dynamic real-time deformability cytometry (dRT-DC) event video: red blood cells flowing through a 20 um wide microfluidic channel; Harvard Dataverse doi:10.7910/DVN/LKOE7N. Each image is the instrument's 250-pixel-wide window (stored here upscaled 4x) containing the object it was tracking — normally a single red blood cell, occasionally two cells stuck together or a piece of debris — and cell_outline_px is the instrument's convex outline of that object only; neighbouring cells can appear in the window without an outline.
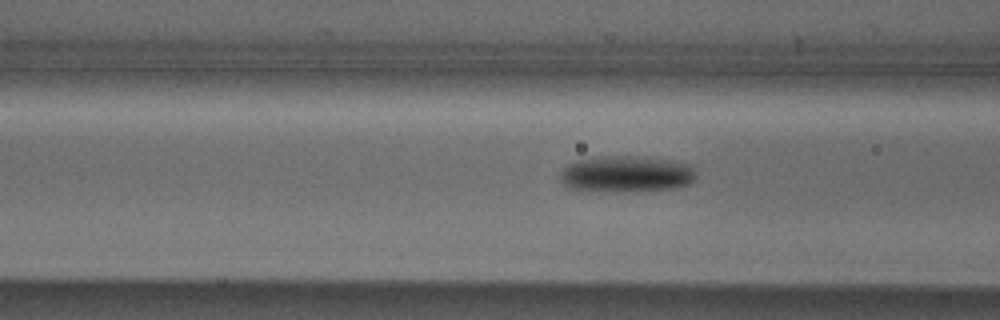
{"species": "Egyptian fruit bat (a non-hibernating species)", "species_latin": "Rousettus aegyptiacus", "temperature_condition": "cold", "stored_images_in_passage": 8, "camera_frame_rate_fps": 3000, "um_per_image_px": 0.085, "animal": {"sex": "male"}, "frame": {"image": 1, "passage_image": 6, "time_ms": 1.667, "image_size_px": [1000, 320], "cell_outline_px": [[696, 176], [688, 184], [676, 188], [636, 192], [568, 188], [560, 180], [560, 172], [568, 164], [576, 160], [600, 156], [632, 156], [672, 160], [688, 164], [696, 172]], "centroid_in_image_um": [53.24, 14.79], "position_along_channel_um": 113.4, "area_um2": 28.78}}